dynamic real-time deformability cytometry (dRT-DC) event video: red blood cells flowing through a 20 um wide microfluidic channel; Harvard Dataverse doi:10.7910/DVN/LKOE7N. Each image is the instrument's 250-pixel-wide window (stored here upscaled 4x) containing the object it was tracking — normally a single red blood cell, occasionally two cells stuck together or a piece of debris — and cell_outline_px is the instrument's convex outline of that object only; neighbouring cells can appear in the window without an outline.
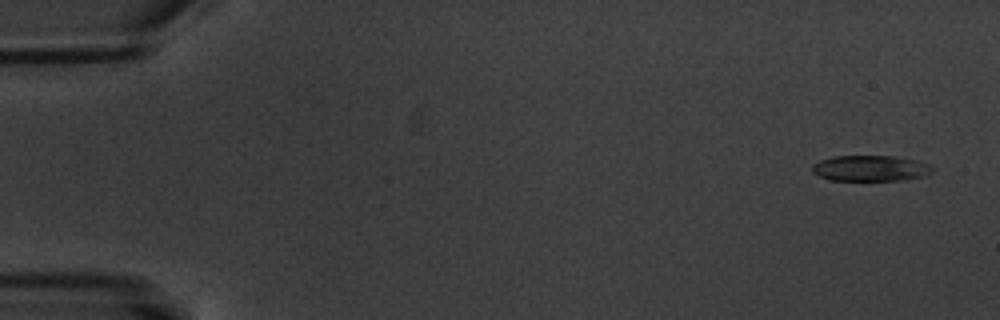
{"species": "common noctule bat (a hibernating species)", "species_latin": "Nyctalus noctula", "temperature_condition": "warm", "stored_images_in_passage": 5, "camera_frame_rate_fps": 3000, "um_per_image_px": 0.085, "animal": {"sex": "male", "body_mass_g": 20.1, "forearm_length_mm": 53.5}, "frame": {"image": 1, "passage_image": 1, "time_ms": 0.0, "image_size_px": [1000, 320], "cell_outline_px": [[936, 168], [932, 172], [924, 176], [900, 180], [828, 180], [812, 172], [812, 164], [820, 160], [832, 156], [892, 156], [916, 160], [928, 164]], "centroid_in_image_um": [73.98, 14.3], "position_along_channel_um": 11.0, "area_um2": 18.09}}
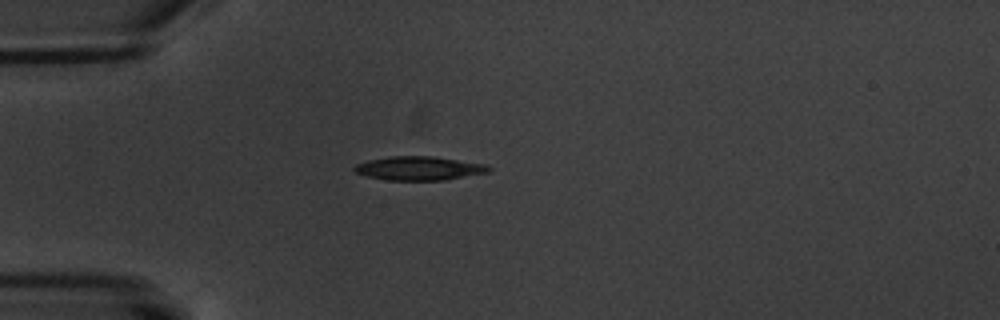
{"frame": {"image": 2, "passage_image": 5, "time_ms": 4.667, "image_size_px": [1000, 320], "cell_outline_px": [[492, 168], [488, 172], [444, 180], [384, 180], [368, 176], [356, 172], [352, 168], [356, 164], [368, 160], [392, 156], [432, 156], [484, 164]], "centroid_in_image_um": [35.59, 14.3], "position_along_channel_um": 49.4, "area_um2": 18.44}}